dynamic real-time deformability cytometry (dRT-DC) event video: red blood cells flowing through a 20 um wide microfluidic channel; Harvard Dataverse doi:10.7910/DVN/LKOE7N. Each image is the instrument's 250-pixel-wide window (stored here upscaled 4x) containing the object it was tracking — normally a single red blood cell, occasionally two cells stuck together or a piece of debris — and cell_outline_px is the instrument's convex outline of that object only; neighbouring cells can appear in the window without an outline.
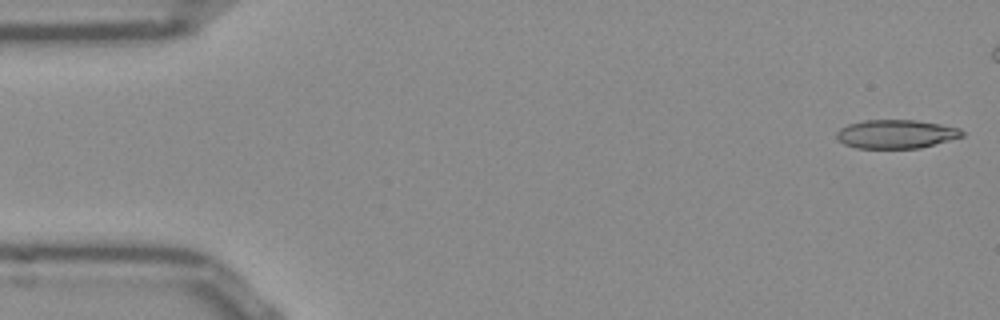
{"species": "Egyptian fruit bat (a non-hibernating species)", "species_latin": "Rousettus aegyptiacus", "temperature_condition": "room temperature", "stored_images_in_passage": 45, "camera_frame_rate_fps": 3000, "um_per_image_px": 0.085, "frame": {"image": 1, "passage_image": 1, "time_ms": 0.0, "image_size_px": [1000, 320], "cell_outline_px": [[964, 136], [920, 148], [856, 148], [844, 144], [836, 140], [836, 132], [840, 128], [848, 124], [864, 120], [916, 120], [940, 124], [960, 128], [964, 132]], "centroid_in_image_um": [76.14, 11.39], "position_along_channel_um": 8.9, "area_um2": 21.1}}
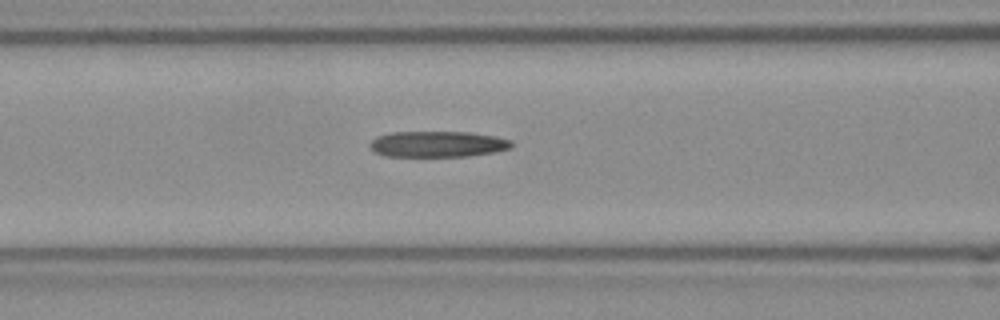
{"frame": {"image": 2, "passage_image": 20, "time_ms": 6.333, "image_size_px": [1000, 320], "cell_outline_px": [[512, 148], [492, 152], [468, 156], [384, 156], [376, 152], [368, 144], [376, 136], [392, 132], [468, 132], [496, 136], [512, 140]], "centroid_in_image_um": [37.2, 12.24], "position_along_channel_um": 129.4, "area_um2": 21.39}}
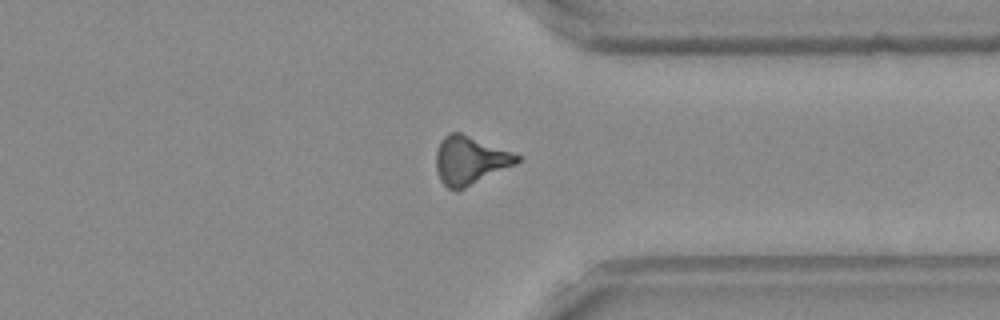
{"frame": {"image": 3, "passage_image": 39, "time_ms": 12.667, "image_size_px": [1000, 320], "cell_outline_px": [[520, 160], [516, 164], [456, 192], [448, 188], [440, 180], [436, 168], [436, 152], [440, 140], [448, 132], [460, 132], [520, 156]], "centroid_in_image_um": [39.9, 13.64], "position_along_channel_um": 371.5, "area_um2": 22.54}, "authors_computed_cell_mechanics": {"area_um2": 21.7328, "velocity_mm_per_s": 3.8773, "shape_relaxation_time_tau1_ms": null, "shape_relaxation_time_tau2_ms": 6.5372, "deformation_change_tau1": null, "deformation_change_tau2": 0.2324}}